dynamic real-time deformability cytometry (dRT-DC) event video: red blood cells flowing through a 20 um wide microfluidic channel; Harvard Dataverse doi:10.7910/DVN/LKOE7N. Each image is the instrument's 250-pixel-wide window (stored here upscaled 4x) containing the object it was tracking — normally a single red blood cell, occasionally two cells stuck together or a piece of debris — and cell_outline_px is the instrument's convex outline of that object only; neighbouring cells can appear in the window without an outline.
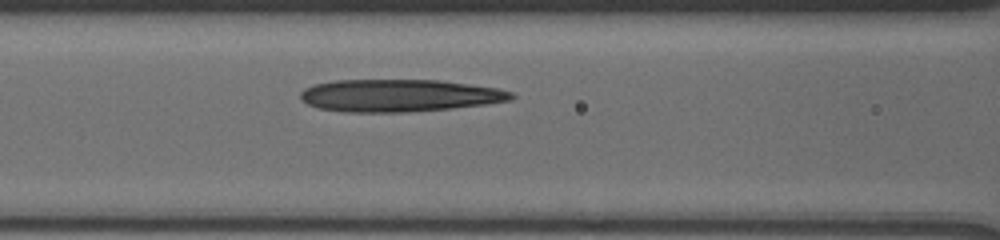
{"species": "human", "species_latin": "Homo sapiens", "temperature_condition": "cold", "stored_images_in_passage": 4, "camera_frame_rate_fps": 3000, "um_per_image_px": 0.085, "donor": {"sex": "male"}, "frame": {"image": 1, "passage_image": 4, "time_ms": 1.667, "image_size_px": [1000, 240], "cell_outline_px": [[516, 96], [512, 100], [484, 104], [452, 108], [404, 112], [348, 112], [316, 108], [300, 100], [300, 92], [304, 88], [312, 84], [332, 80], [440, 80], [496, 88], [512, 92]], "centroid_in_image_um": [33.88, 8.11], "position_along_channel_um": 132.7, "area_um2": 39.94}}